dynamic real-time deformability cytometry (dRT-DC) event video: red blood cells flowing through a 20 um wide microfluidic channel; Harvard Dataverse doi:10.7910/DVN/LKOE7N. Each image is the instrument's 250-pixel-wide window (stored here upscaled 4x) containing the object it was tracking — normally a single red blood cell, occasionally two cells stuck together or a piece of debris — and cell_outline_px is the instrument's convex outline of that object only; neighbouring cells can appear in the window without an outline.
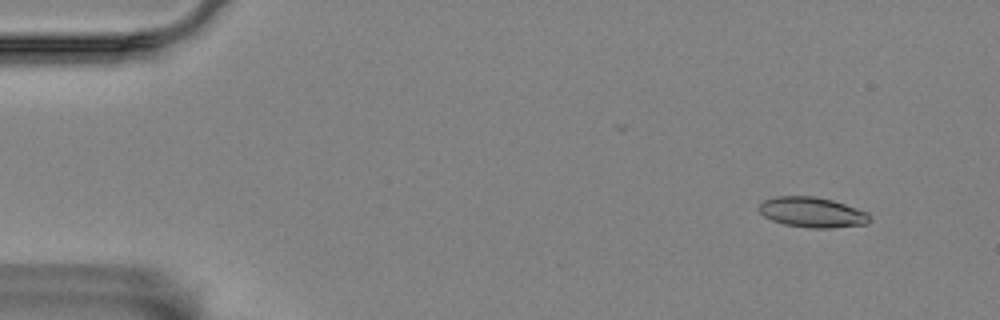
{"species": "Egyptian fruit bat (a non-hibernating species)", "species_latin": "Rousettus aegyptiacus", "temperature_condition": "room temperature", "stored_images_in_passage": 4, "camera_frame_rate_fps": 3000, "um_per_image_px": 0.085, "animal": {"sex": "female"}, "frame": {"image": 1, "passage_image": 1, "time_ms": 0.0, "image_size_px": [1000, 320], "cell_outline_px": [[872, 220], [868, 224], [832, 228], [808, 228], [784, 224], [772, 220], [764, 216], [756, 208], [764, 200], [776, 196], [816, 196], [832, 200], [868, 212]], "centroid_in_image_um": [69.05, 18.05], "position_along_channel_um": 16.0, "area_um2": 19.71}}
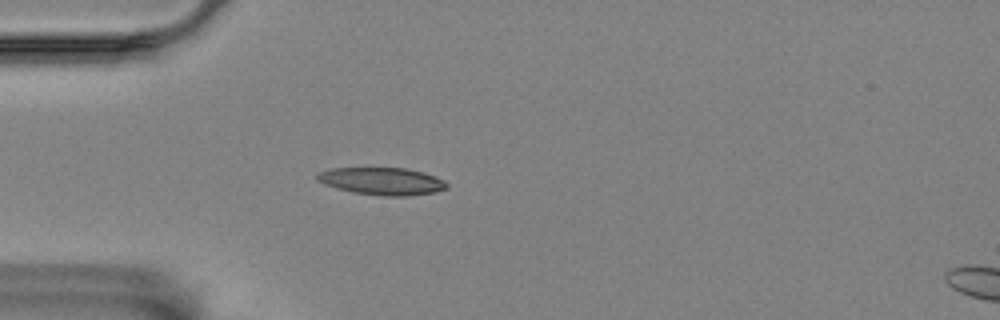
{"frame": {"image": 2, "passage_image": 4, "time_ms": 1.0, "image_size_px": [1000, 320], "cell_outline_px": [[448, 188], [436, 192], [404, 196], [384, 196], [352, 192], [336, 188], [324, 184], [316, 180], [316, 176], [320, 172], [332, 168], [404, 168], [424, 172], [436, 176], [444, 180], [448, 184]], "centroid_in_image_um": [32.5, 15.4], "position_along_channel_um": 52.5, "area_um2": 20.75}}